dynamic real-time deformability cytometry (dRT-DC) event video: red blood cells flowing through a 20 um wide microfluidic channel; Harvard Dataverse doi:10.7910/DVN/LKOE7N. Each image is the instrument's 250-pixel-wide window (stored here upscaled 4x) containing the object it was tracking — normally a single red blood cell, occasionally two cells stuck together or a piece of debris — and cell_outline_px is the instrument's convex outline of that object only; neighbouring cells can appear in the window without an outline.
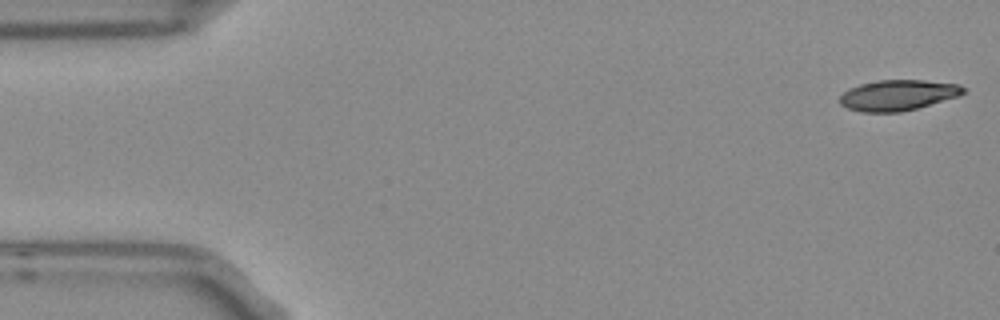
{"species": "Egyptian fruit bat (a non-hibernating species)", "species_latin": "Rousettus aegyptiacus", "temperature_condition": "room temperature", "stored_images_in_passage": 4, "camera_frame_rate_fps": 3000, "um_per_image_px": 0.085, "frame": {"image": 1, "passage_image": 1, "time_ms": 0.0, "image_size_px": [1000, 320], "cell_outline_px": [[968, 92], [960, 96], [916, 108], [900, 112], [860, 112], [848, 108], [840, 104], [840, 96], [848, 88], [860, 84], [876, 80], [924, 80], [960, 84], [968, 88]], "centroid_in_image_um": [76.37, 8.08], "position_along_channel_um": 8.6, "area_um2": 22.31}}
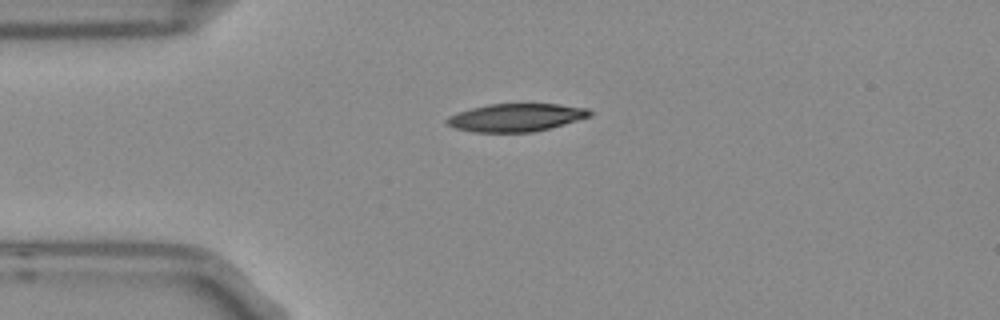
{"frame": {"image": 2, "passage_image": 4, "time_ms": 1.0, "image_size_px": [1000, 320], "cell_outline_px": [[592, 116], [564, 124], [532, 132], [472, 132], [456, 128], [448, 124], [444, 120], [448, 116], [472, 108], [488, 104], [556, 104], [588, 108], [592, 112]], "centroid_in_image_um": [43.87, 9.99], "position_along_channel_um": 41.1, "area_um2": 23.06}}